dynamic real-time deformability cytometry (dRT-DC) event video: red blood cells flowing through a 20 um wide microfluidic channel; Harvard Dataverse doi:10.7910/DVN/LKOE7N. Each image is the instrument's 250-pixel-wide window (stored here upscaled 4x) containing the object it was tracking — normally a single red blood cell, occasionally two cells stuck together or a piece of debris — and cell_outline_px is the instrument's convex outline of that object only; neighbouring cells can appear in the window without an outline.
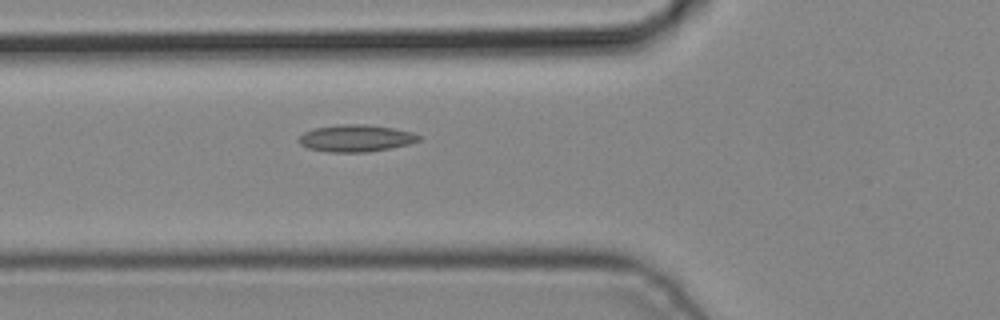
{"species": "common noctule bat (a hibernating species)", "species_latin": "Nyctalus noctula", "temperature_condition": "cold", "stored_images_in_passage": 4, "camera_frame_rate_fps": 3000, "um_per_image_px": 0.085, "animal": {"sex": "male", "body_mass_g": 19.2, "forearm_length_mm": 51.8}, "frame": {"image": 1, "passage_image": 4, "time_ms": 1.0, "image_size_px": [1000, 320], "cell_outline_px": [[424, 136], [420, 140], [408, 144], [392, 148], [368, 152], [328, 152], [308, 148], [300, 144], [296, 140], [304, 132], [312, 128], [340, 124], [364, 124], [392, 128], [412, 132]], "centroid_in_image_um": [30.24, 11.75], "position_along_channel_um": 95.6, "area_um2": 19.07}}